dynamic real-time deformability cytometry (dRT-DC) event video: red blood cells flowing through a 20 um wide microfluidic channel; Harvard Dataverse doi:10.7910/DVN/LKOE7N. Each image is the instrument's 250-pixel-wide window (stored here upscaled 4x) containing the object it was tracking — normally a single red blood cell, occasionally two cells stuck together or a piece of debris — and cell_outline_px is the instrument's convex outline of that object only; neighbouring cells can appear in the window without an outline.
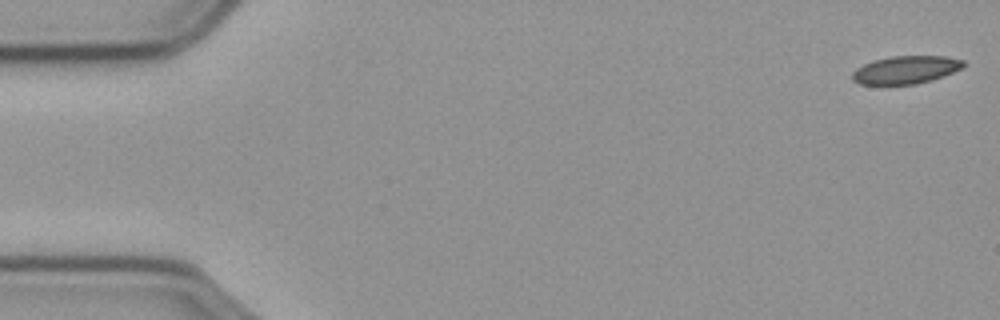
{"species": "common noctule bat (a hibernating species)", "species_latin": "Nyctalus noctula", "temperature_condition": "cold", "stored_images_in_passage": 57, "camera_frame_rate_fps": 3000, "um_per_image_px": 0.085, "animal": {"sex": "male", "body_mass_g": 23.1, "forearm_length_mm": 52.7}, "frame": {"image": 1, "passage_image": 1, "time_ms": 0.0, "image_size_px": [1000, 320], "cell_outline_px": [[968, 64], [964, 68], [944, 76], [932, 80], [916, 84], [860, 84], [852, 80], [852, 72], [856, 68], [872, 60], [888, 56], [948, 56], [964, 60]], "centroid_in_image_um": [77.04, 5.92], "position_along_channel_um": 8.0, "area_um2": 18.38}}
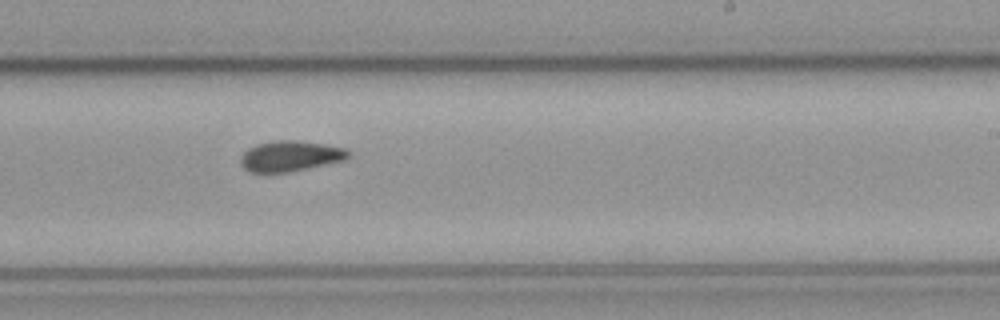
{"frame": {"image": 2, "passage_image": 34, "time_ms": 11.0, "image_size_px": [1000, 320], "cell_outline_px": [[348, 156], [344, 160], [288, 172], [248, 172], [240, 164], [240, 156], [248, 148], [256, 144], [276, 140], [296, 140], [324, 144], [344, 148], [348, 152]], "centroid_in_image_um": [24.61, 13.26], "position_along_channel_um": 264.4, "area_um2": 19.02}}
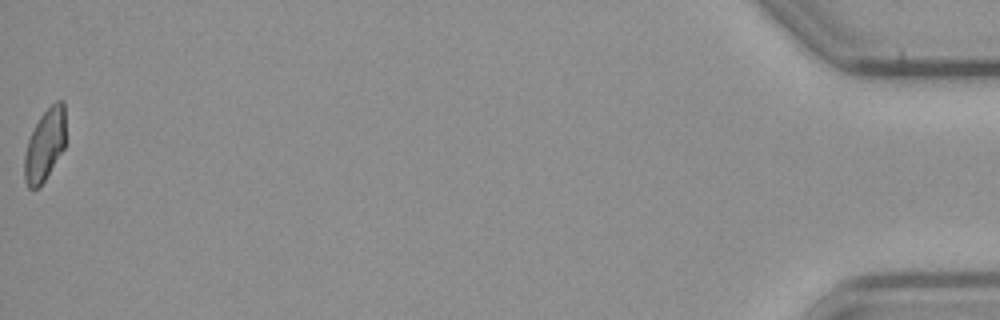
{"frame": {"image": 3, "passage_image": 57, "time_ms": 18.667, "image_size_px": [1000, 320], "cell_outline_px": [[64, 148], [44, 180], [36, 188], [28, 188], [24, 180], [24, 156], [28, 140], [40, 116], [56, 100], [64, 100]], "centroid_in_image_um": [3.79, 12.31], "position_along_channel_um": 431.4, "area_um2": 16.88}, "authors_computed_cell_mechanics": {"area_um2": 19.0162, "velocity_mm_per_s": 3.5923, "shape_relaxation_time_tau1_ms": null, "shape_relaxation_time_tau2_ms": 6.7248, "deformation_change_tau1": null, "deformation_change_tau2": 0.1015}}